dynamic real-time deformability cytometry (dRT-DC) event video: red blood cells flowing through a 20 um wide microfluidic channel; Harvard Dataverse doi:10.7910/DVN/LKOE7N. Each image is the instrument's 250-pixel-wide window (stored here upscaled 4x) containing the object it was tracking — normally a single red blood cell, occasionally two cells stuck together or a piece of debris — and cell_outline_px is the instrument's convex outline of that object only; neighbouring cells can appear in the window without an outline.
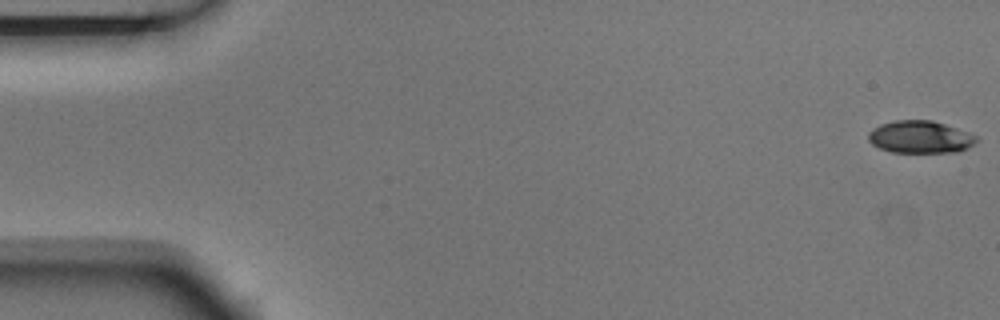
{"species": "Egyptian fruit bat (a non-hibernating species)", "species_latin": "Rousettus aegyptiacus", "temperature_condition": "room temperature", "stored_images_in_passage": 5, "camera_frame_rate_fps": 3000, "um_per_image_px": 0.085, "animal": {"sex": "male"}, "frame": {"image": 1, "passage_image": 1, "time_ms": 0.0, "image_size_px": [1000, 320], "cell_outline_px": [[980, 140], [956, 152], [892, 152], [880, 148], [872, 144], [868, 140], [868, 132], [872, 128], [880, 124], [896, 120], [932, 120], [968, 132], [976, 136]], "centroid_in_image_um": [78.18, 11.64], "position_along_channel_um": 6.8, "area_um2": 20.29}}